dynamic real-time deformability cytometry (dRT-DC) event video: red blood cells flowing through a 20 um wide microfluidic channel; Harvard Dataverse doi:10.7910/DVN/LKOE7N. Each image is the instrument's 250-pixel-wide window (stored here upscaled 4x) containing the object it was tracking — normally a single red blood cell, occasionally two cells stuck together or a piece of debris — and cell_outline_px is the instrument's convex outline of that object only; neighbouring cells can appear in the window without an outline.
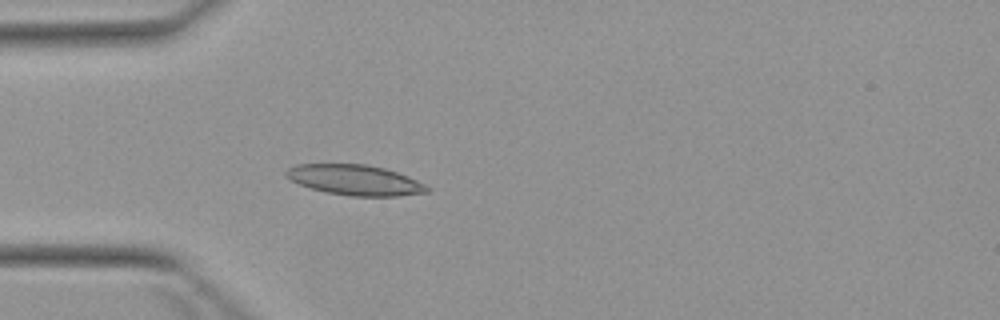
{"species": "Egyptian fruit bat (a non-hibernating species)", "species_latin": "Rousettus aegyptiacus", "temperature_condition": "warm", "stored_images_in_passage": 4, "camera_frame_rate_fps": 3000, "um_per_image_px": 0.085, "animal": {"sex": "female"}, "frame": {"image": 1, "passage_image": 4, "time_ms": 4.667, "image_size_px": [1000, 320], "cell_outline_px": [[432, 188], [428, 192], [400, 196], [348, 196], [324, 192], [300, 184], [292, 180], [284, 172], [288, 168], [296, 164], [364, 164], [384, 168], [408, 176]], "centroid_in_image_um": [30.2, 15.31], "position_along_channel_um": 54.8, "area_um2": 24.85}}